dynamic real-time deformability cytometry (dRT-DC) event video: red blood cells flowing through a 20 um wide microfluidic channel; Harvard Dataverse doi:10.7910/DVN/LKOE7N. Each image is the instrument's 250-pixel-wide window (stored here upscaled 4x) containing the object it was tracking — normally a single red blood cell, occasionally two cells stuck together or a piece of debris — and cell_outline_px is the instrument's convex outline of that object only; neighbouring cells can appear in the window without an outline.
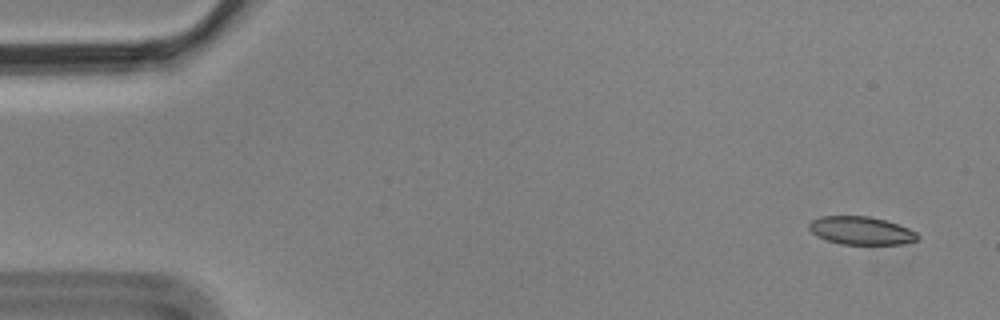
{"species": "Egyptian fruit bat (a non-hibernating species)", "species_latin": "Rousettus aegyptiacus", "temperature_condition": "cold", "stored_images_in_passage": 6, "camera_frame_rate_fps": 3000, "um_per_image_px": 0.085, "animal": {"sex": "male"}, "frame": {"image": 1, "passage_image": 1, "time_ms": 0.0, "image_size_px": [1000, 320], "cell_outline_px": [[920, 236], [916, 240], [900, 244], [840, 244], [816, 236], [808, 228], [808, 224], [812, 220], [820, 216], [868, 216], [884, 220], [908, 228], [916, 232]], "centroid_in_image_um": [73.16, 19.6], "position_along_channel_um": 11.8, "area_um2": 17.63}}